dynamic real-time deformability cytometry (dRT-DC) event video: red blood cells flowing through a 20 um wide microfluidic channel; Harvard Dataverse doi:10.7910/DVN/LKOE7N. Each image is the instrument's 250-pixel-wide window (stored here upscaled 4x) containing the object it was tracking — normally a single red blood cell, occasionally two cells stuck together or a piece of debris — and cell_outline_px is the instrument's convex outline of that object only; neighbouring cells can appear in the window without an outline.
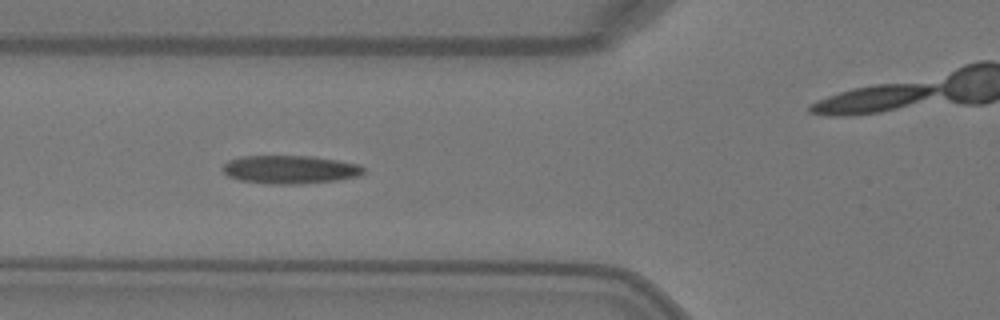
{"species": "Egyptian fruit bat (a non-hibernating species)", "species_latin": "Rousettus aegyptiacus", "temperature_condition": "warm", "stored_images_in_passage": 18, "camera_frame_rate_fps": 3000, "um_per_image_px": 0.085, "animal": {"sex": "female"}, "frame": {"image": 1, "passage_image": 4, "time_ms": 1.0, "image_size_px": [1000, 320], "cell_outline_px": [[364, 172], [360, 176], [336, 180], [300, 184], [268, 184], [240, 180], [228, 176], [220, 168], [228, 160], [240, 156], [312, 156], [360, 164], [364, 168]], "centroid_in_image_um": [24.63, 14.41], "position_along_channel_um": 101.2, "area_um2": 23.35}}
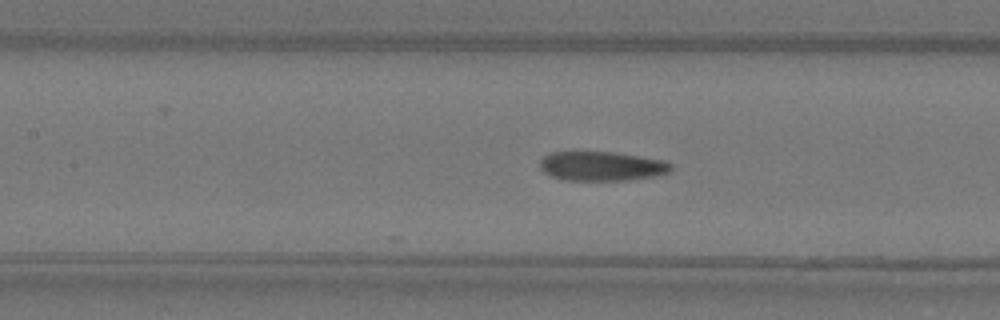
{"frame": {"image": 2, "passage_image": 8, "time_ms": 2.333, "image_size_px": [1000, 320], "cell_outline_px": [[672, 168], [668, 172], [656, 176], [628, 180], [564, 180], [552, 176], [544, 172], [540, 168], [540, 160], [548, 152], [572, 148], [616, 152], [664, 160], [672, 164]], "centroid_in_image_um": [51.06, 14.06], "position_along_channel_um": 156.3, "area_um2": 23.47}}
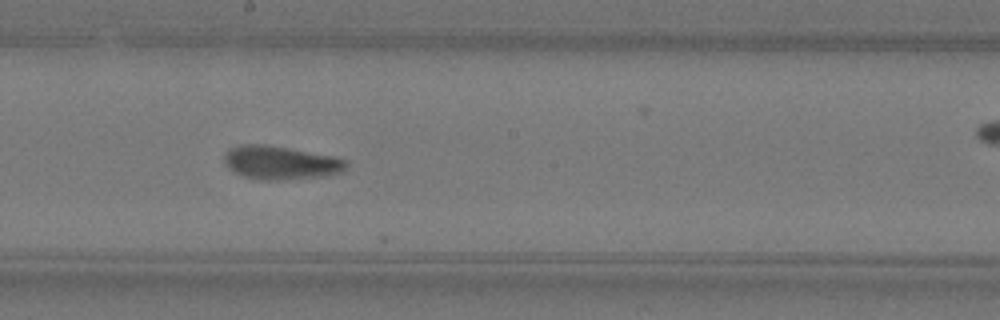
{"frame": {"image": 3, "passage_image": 13, "time_ms": 4.0, "image_size_px": [1000, 320], "cell_outline_px": [[348, 168], [344, 172], [332, 176], [280, 180], [260, 180], [244, 176], [228, 168], [224, 164], [224, 156], [228, 148], [244, 144], [264, 144], [332, 156], [348, 160]], "centroid_in_image_um": [23.9, 13.84], "position_along_channel_um": 224.3, "area_um2": 24.1}}